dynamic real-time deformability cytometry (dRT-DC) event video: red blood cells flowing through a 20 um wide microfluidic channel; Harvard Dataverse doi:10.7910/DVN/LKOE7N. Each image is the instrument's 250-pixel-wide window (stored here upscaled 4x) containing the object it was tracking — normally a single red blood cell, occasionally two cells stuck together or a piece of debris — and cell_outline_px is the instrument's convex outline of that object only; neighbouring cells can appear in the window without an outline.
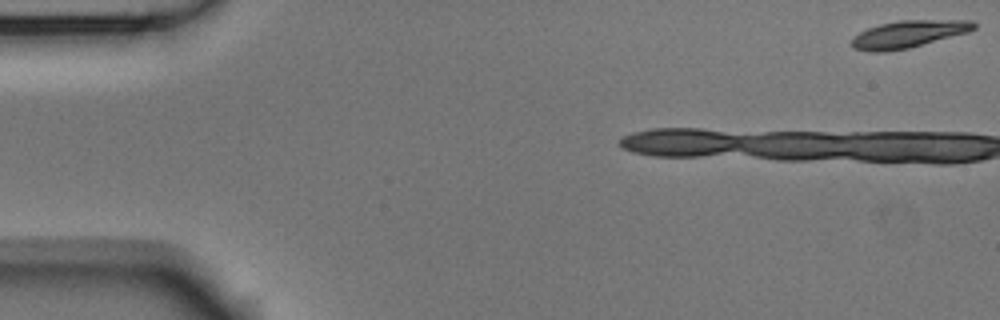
{"species": "Egyptian fruit bat (a non-hibernating species)", "species_latin": "Rousettus aegyptiacus", "temperature_condition": "room temperature", "stored_images_in_passage": 11, "camera_frame_rate_fps": 3000, "um_per_image_px": 0.085, "animal": {"sex": "male"}, "frame": {"image": 1, "passage_image": 1, "time_ms": 0.0, "image_size_px": [1000, 320], "cell_outline_px": [[976, 28], [968, 32], [908, 48], [888, 52], [868, 52], [852, 48], [852, 40], [860, 32], [868, 28], [880, 24], [900, 20], [972, 20], [976, 24]], "centroid_in_image_um": [77.21, 2.9], "position_along_channel_um": 7.8, "area_um2": 19.31}}
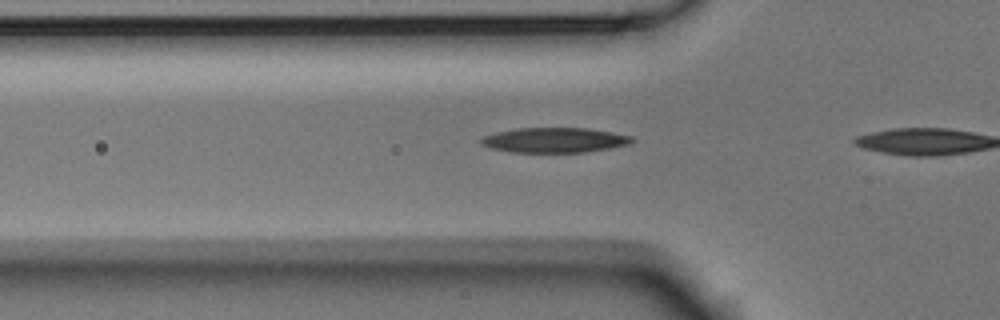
{"frame": {"image": 2, "passage_image": 10, "time_ms": 3.0, "image_size_px": [1000, 320], "cell_outline_px": [[636, 140], [628, 144], [608, 148], [584, 152], [508, 152], [488, 148], [480, 144], [480, 140], [484, 136], [496, 132], [516, 128], [588, 128], [612, 132], [632, 136]], "centroid_in_image_um": [47.09, 11.91], "position_along_channel_um": 78.7, "area_um2": 22.02}}